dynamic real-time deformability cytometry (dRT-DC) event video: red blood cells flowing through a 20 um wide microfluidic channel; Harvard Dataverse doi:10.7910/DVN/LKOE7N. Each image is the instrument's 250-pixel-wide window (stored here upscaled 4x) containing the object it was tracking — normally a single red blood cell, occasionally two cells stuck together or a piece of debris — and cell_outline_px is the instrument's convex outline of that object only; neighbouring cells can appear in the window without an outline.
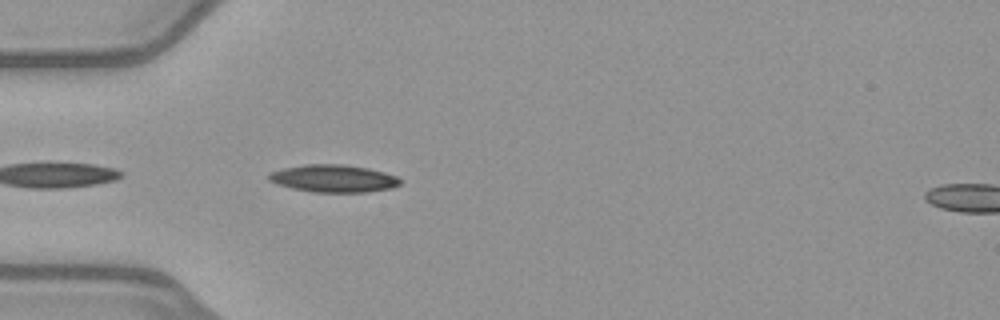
{"species": "common noctule bat (a hibernating species)", "species_latin": "Nyctalus noctula", "temperature_condition": "warm", "stored_images_in_passage": 7, "camera_frame_rate_fps": 3000, "um_per_image_px": 0.085, "animal": {"sex": "female", "body_mass_g": 21.9}, "frame": {"image": 1, "passage_image": 2, "time_ms": 0.333, "image_size_px": [1000, 320], "cell_outline_px": [[400, 184], [392, 188], [368, 192], [312, 192], [292, 188], [276, 184], [268, 180], [268, 172], [284, 168], [304, 164], [344, 164], [368, 168], [384, 172], [396, 176], [400, 180]], "centroid_in_image_um": [28.32, 15.17], "position_along_channel_um": 56.7, "area_um2": 21.15}}